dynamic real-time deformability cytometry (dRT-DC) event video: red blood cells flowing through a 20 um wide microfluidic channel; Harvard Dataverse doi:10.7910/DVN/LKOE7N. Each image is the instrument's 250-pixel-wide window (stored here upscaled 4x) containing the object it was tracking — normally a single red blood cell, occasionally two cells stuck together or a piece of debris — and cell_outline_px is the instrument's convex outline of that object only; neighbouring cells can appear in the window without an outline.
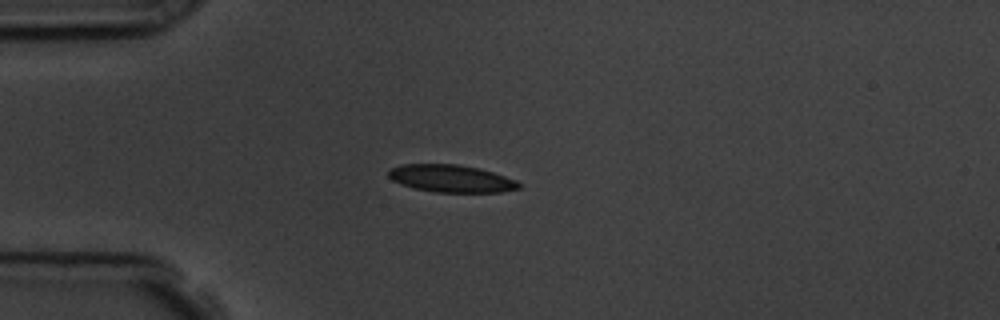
{"species": "common noctule bat (a hibernating species)", "species_latin": "Nyctalus noctula", "temperature_condition": "room temperature", "stored_images_in_passage": 25, "camera_frame_rate_fps": 3000, "um_per_image_px": 0.085, "animal": {"sex": "male", "body_mass_g": 19.5, "forearm_length_mm": 54.6}, "frame": {"image": 1, "passage_image": 1, "time_ms": 0.0, "image_size_px": [1000, 320], "cell_outline_px": [[520, 188], [500, 192], [436, 192], [412, 188], [400, 184], [392, 180], [388, 176], [388, 172], [392, 168], [400, 164], [456, 164], [480, 168], [516, 180], [520, 184]], "centroid_in_image_um": [38.32, 15.17], "position_along_channel_um": 46.7, "area_um2": 20.81}}
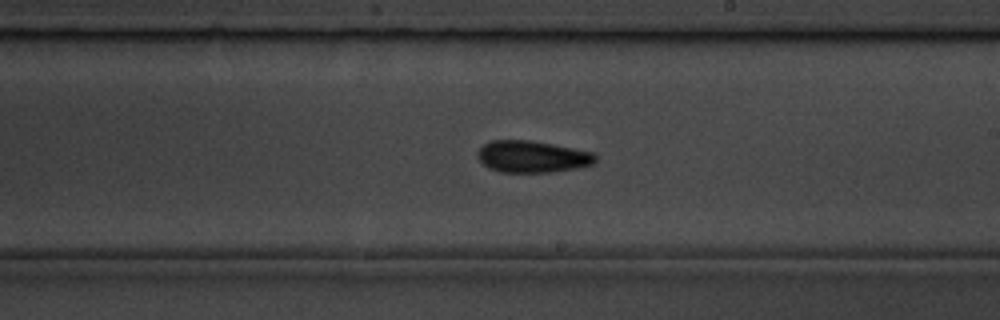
{"frame": {"image": 2, "passage_image": 19, "time_ms": 6.0, "image_size_px": [1000, 320], "cell_outline_px": [[596, 164], [580, 168], [552, 172], [500, 172], [488, 168], [476, 156], [476, 152], [484, 144], [492, 140], [528, 140], [552, 144], [592, 152], [596, 156]], "centroid_in_image_um": [45.25, 13.32], "position_along_channel_um": 243.8, "area_um2": 21.96}}
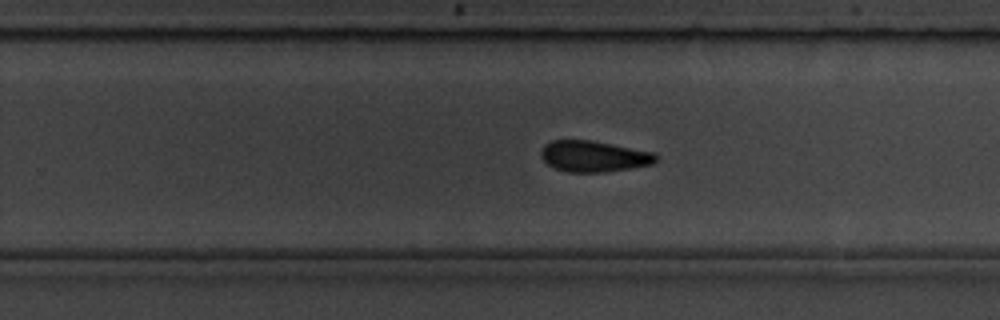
{"frame": {"image": 3, "passage_image": 22, "time_ms": 7.0, "image_size_px": [1000, 320], "cell_outline_px": [[660, 156], [652, 164], [632, 168], [604, 172], [568, 172], [556, 168], [548, 164], [540, 156], [540, 152], [544, 144], [552, 140], [592, 140], [656, 152]], "centroid_in_image_um": [50.5, 13.27], "position_along_channel_um": 279.3, "area_um2": 21.04}}